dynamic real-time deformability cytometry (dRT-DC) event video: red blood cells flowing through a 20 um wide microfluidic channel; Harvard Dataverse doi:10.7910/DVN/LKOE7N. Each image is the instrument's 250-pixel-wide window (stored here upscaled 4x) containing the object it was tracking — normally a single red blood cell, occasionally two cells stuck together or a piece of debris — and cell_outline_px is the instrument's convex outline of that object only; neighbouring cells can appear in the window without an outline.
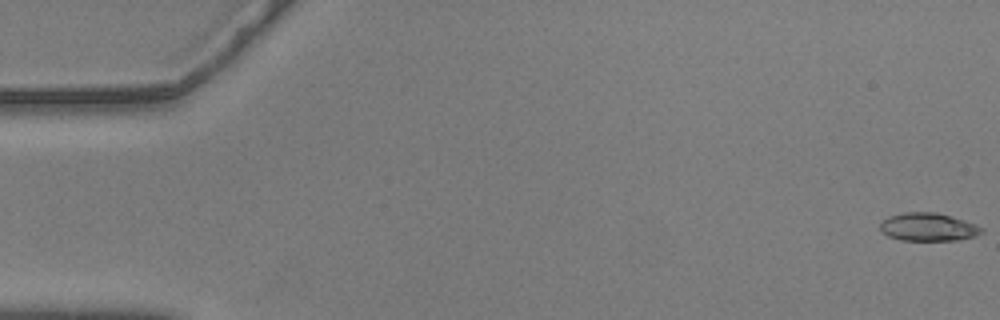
{"species": "common noctule bat (a hibernating species)", "species_latin": "Nyctalus noctula", "temperature_condition": "warm", "stored_images_in_passage": 9, "camera_frame_rate_fps": 3000, "um_per_image_px": 0.085, "animal": {"sex": "male", "body_mass_g": 20.5, "forearm_length_mm": 52.5}, "frame": {"image": 1, "passage_image": 1, "time_ms": 0.0, "image_size_px": [1000, 320], "cell_outline_px": [[984, 232], [976, 236], [960, 240], [900, 240], [888, 236], [880, 232], [880, 224], [888, 216], [904, 212], [936, 212], [964, 220], [976, 224], [984, 228]], "centroid_in_image_um": [78.91, 19.3], "position_along_channel_um": 6.1, "area_um2": 16.76}}